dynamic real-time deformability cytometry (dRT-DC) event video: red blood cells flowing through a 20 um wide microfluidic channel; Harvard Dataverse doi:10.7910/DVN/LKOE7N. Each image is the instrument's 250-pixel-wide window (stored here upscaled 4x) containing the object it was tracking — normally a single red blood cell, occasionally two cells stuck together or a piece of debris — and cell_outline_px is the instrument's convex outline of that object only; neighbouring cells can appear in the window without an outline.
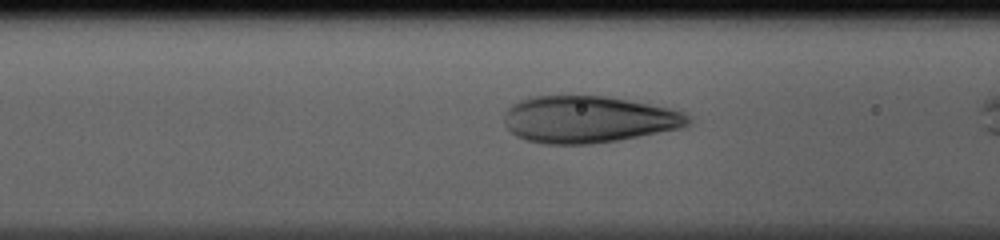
{"species": "human", "species_latin": "Homo sapiens", "temperature_condition": "cold", "stored_images_in_passage": 30, "camera_frame_rate_fps": 3000, "um_per_image_px": 0.085, "donor": {"sex": "male"}, "frame": {"image": 1, "passage_image": 11, "time_ms": 3.333, "image_size_px": [1000, 240], "cell_outline_px": [[692, 124], [684, 128], [616, 140], [588, 144], [544, 144], [524, 140], [516, 136], [504, 124], [504, 120], [508, 108], [512, 104], [520, 100], [532, 96], [608, 96], [668, 108], [680, 112], [688, 116], [692, 120]], "centroid_in_image_um": [50.0, 10.15], "position_along_channel_um": 116.6, "area_um2": 50.17}}
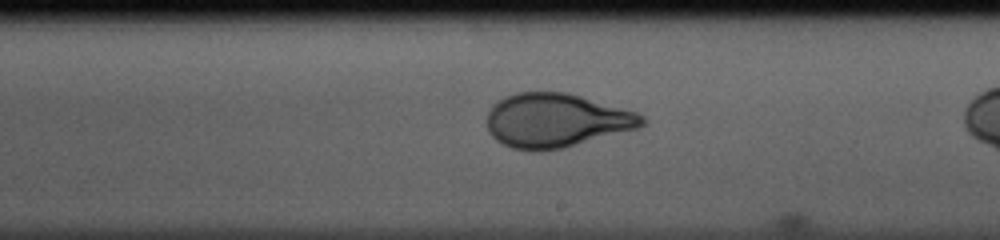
{"frame": {"image": 2, "passage_image": 20, "time_ms": 6.333, "image_size_px": [1000, 240], "cell_outline_px": [[648, 120], [640, 128], [564, 148], [540, 152], [536, 152], [512, 148], [496, 140], [488, 132], [488, 112], [492, 104], [504, 96], [516, 92], [568, 92], [636, 112], [644, 116]], "centroid_in_image_um": [47.28, 10.24], "position_along_channel_um": 241.7, "area_um2": 49.25}}
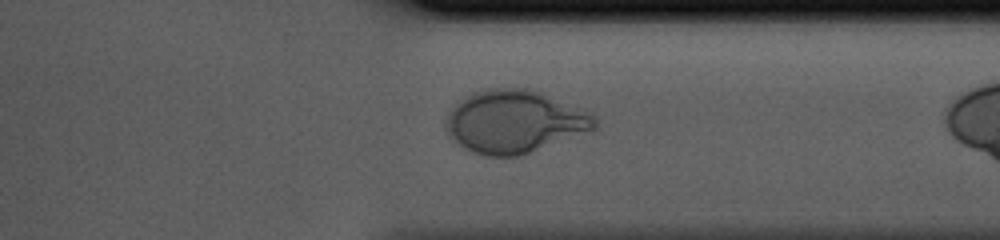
{"frame": {"image": 3, "passage_image": 29, "time_ms": 9.333, "image_size_px": [1000, 240], "cell_outline_px": [[596, 128], [520, 156], [484, 156], [472, 152], [464, 148], [448, 136], [444, 124], [448, 112], [460, 100], [472, 92], [488, 88], [532, 88], [580, 108], [596, 116]], "centroid_in_image_um": [43.69, 10.33], "position_along_channel_um": 367.7, "area_um2": 54.51}}